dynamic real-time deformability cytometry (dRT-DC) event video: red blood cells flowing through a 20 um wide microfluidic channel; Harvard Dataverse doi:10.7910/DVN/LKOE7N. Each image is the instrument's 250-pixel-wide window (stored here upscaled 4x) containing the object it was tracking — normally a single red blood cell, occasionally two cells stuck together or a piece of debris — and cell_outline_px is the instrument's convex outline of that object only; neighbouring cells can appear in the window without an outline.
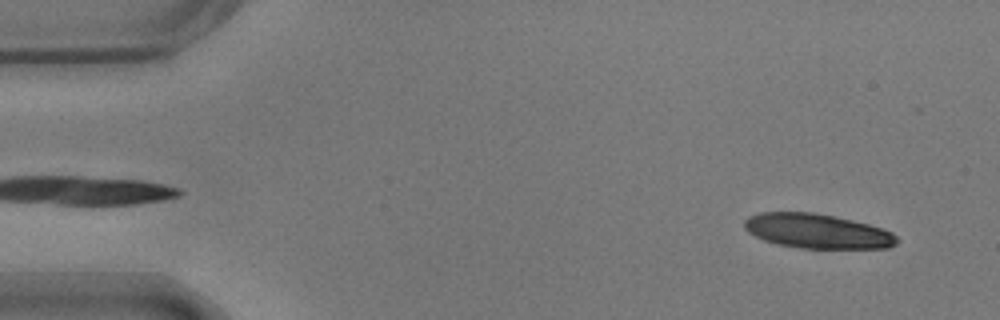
{"species": "common noctule bat (a hibernating species)", "species_latin": "Nyctalus noctula", "temperature_condition": "warm", "stored_images_in_passage": 44, "camera_frame_rate_fps": 3000, "um_per_image_px": 0.085, "animal": {"sex": "male", "body_mass_g": 17.9}, "frame": {"image": 1, "passage_image": 3, "time_ms": 0.667, "image_size_px": [1000, 320], "cell_outline_px": [[900, 240], [896, 244], [888, 248], [804, 248], [776, 244], [764, 240], [748, 232], [744, 228], [744, 220], [748, 216], [760, 212], [812, 212], [836, 216], [884, 228], [892, 232]], "centroid_in_image_um": [69.47, 19.64], "position_along_channel_um": 15.5, "area_um2": 30.87}}
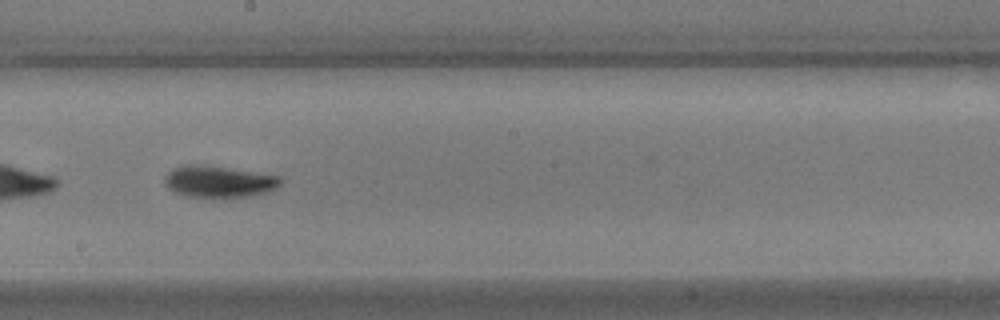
{"frame": {"image": 2, "passage_image": 30, "time_ms": 9.667, "image_size_px": [1000, 320], "cell_outline_px": [[284, 180], [276, 188], [268, 192], [248, 196], [224, 200], [212, 200], [184, 196], [172, 192], [164, 184], [164, 176], [172, 168], [184, 164], [204, 164], [280, 176]], "centroid_in_image_um": [18.55, 15.48], "position_along_channel_um": 229.7, "area_um2": 22.54}}
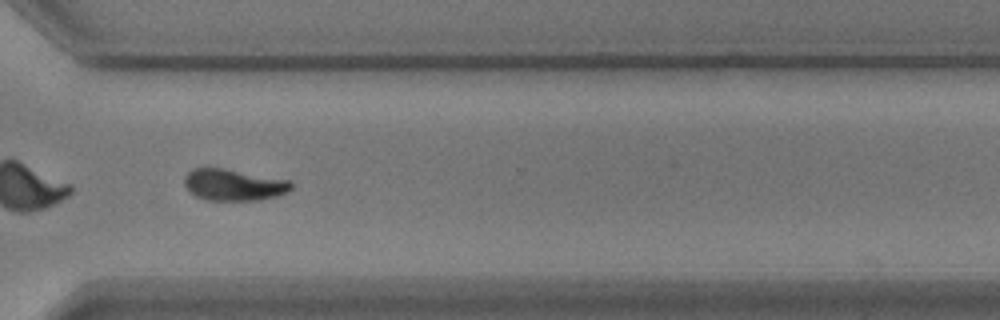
{"frame": {"image": 3, "passage_image": 40, "time_ms": 13.0, "image_size_px": [1000, 320], "cell_outline_px": [[292, 188], [288, 192], [276, 196], [260, 200], [208, 200], [196, 196], [184, 184], [184, 176], [192, 168], [224, 168], [288, 180], [292, 184]], "centroid_in_image_um": [19.86, 15.71], "position_along_channel_um": 350.7, "area_um2": 19.48}}